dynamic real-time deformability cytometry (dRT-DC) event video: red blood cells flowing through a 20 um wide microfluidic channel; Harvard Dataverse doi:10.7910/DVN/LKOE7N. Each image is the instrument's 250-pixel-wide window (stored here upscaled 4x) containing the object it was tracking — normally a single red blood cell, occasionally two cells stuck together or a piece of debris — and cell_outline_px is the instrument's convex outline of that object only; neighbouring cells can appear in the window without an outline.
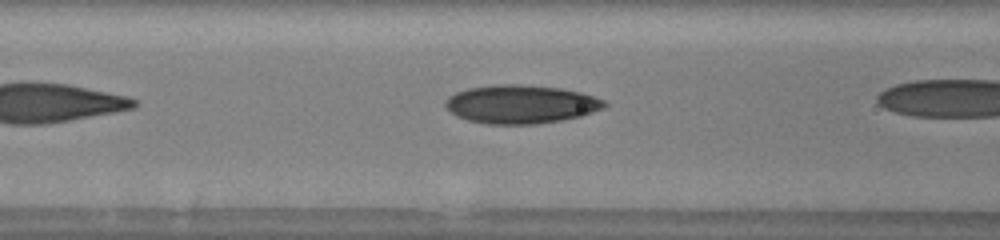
{"species": "human", "species_latin": "Homo sapiens", "temperature_condition": "warm", "stored_images_in_passage": 9, "camera_frame_rate_fps": 3000, "um_per_image_px": 0.085, "donor": {"sex": "male"}, "frame": {"image": 1, "passage_image": 5, "time_ms": 1.333, "image_size_px": [1000, 240], "cell_outline_px": [[608, 104], [604, 108], [580, 116], [560, 120], [536, 124], [488, 124], [468, 120], [456, 116], [444, 104], [444, 100], [448, 96], [456, 92], [468, 88], [496, 84], [520, 84], [560, 88], [580, 92], [604, 100]], "centroid_in_image_um": [44.25, 8.85], "position_along_channel_um": 122.3, "area_um2": 35.6}}